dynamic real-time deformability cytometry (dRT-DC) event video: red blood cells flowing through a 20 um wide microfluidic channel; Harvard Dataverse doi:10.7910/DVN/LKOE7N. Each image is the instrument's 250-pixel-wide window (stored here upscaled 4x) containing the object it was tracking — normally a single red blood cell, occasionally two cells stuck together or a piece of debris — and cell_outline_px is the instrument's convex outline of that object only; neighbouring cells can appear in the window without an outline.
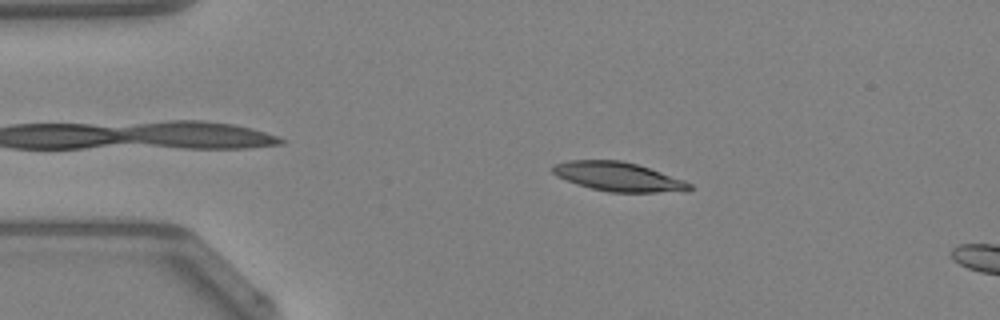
{"species": "Egyptian fruit bat (a non-hibernating species)", "species_latin": "Rousettus aegyptiacus", "temperature_condition": "warm", "stored_images_in_passage": 6, "camera_frame_rate_fps": 3000, "um_per_image_px": 0.085, "animal": {"sex": "female"}, "frame": {"image": 1, "passage_image": 2, "time_ms": 0.333, "image_size_px": [1000, 320], "cell_outline_px": [[692, 188], [688, 192], [608, 192], [592, 188], [556, 176], [552, 172], [552, 164], [568, 160], [620, 160], [636, 164], [684, 180], [692, 184]], "centroid_in_image_um": [52.57, 15.02], "position_along_channel_um": 32.4, "area_um2": 23.06}}